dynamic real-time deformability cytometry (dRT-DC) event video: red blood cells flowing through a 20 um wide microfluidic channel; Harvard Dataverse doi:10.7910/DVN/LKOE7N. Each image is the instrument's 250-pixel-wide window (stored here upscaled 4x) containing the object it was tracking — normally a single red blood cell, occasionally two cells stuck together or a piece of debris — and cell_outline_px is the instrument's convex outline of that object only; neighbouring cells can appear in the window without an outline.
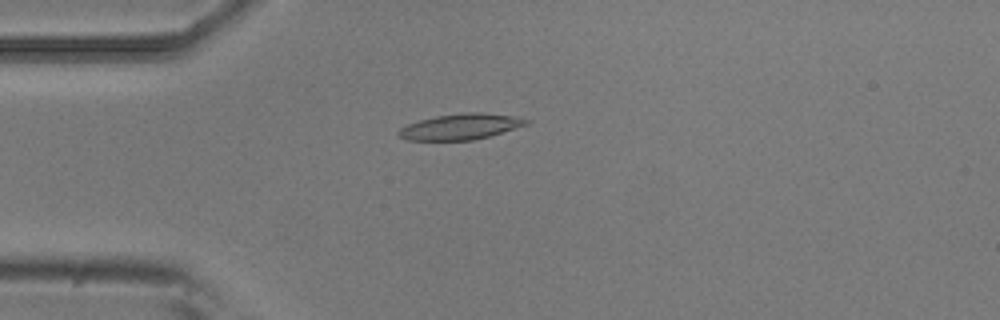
{"species": "common noctule bat (a hibernating species)", "species_latin": "Nyctalus noctula", "temperature_condition": "room temperature", "stored_images_in_passage": 7, "camera_frame_rate_fps": 3000, "um_per_image_px": 0.085, "animal": {"sex": "male", "body_mass_g": 20.5, "forearm_length_mm": 52.5}, "frame": {"image": 1, "passage_image": 3, "time_ms": 0.667, "image_size_px": [1000, 320], "cell_outline_px": [[532, 120], [528, 124], [488, 136], [472, 140], [408, 140], [396, 136], [396, 132], [400, 128], [408, 124], [420, 120], [436, 116], [464, 112], [480, 112], [520, 116]], "centroid_in_image_um": [39.16, 10.75], "position_along_channel_um": 45.8, "area_um2": 19.31}}
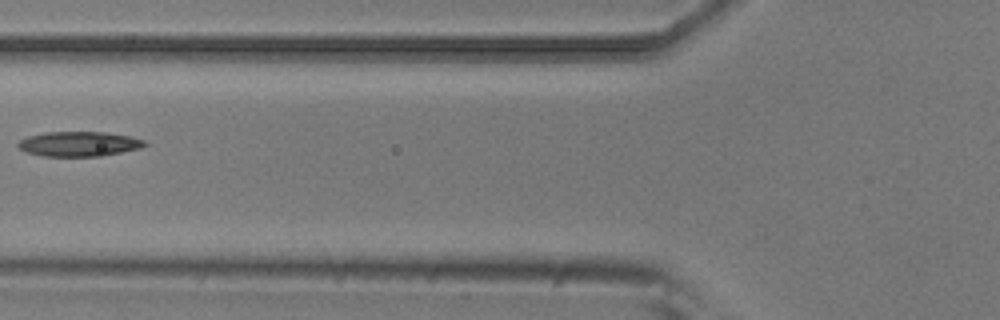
{"frame": {"image": 2, "passage_image": 5, "time_ms": 1.333, "image_size_px": [1000, 320], "cell_outline_px": [[148, 144], [140, 148], [100, 156], [44, 156], [28, 152], [20, 148], [16, 144], [20, 140], [28, 136], [44, 132], [104, 132], [132, 136], [144, 140]], "centroid_in_image_um": [6.73, 12.22], "position_along_channel_um": 119.1, "area_um2": 18.21}}
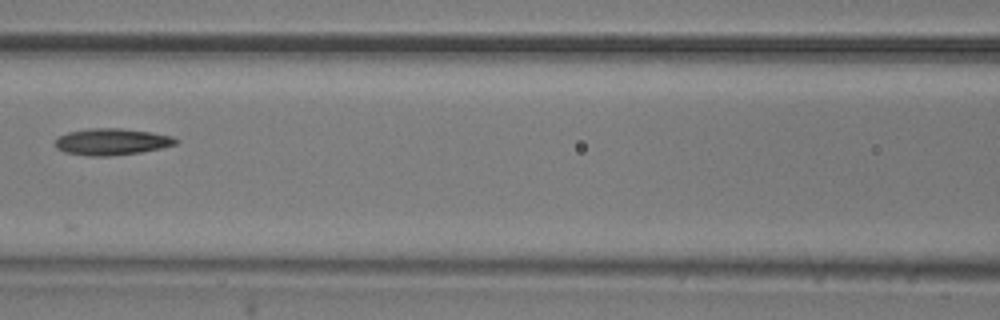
{"frame": {"image": 3, "passage_image": 6, "time_ms": 1.667, "image_size_px": [1000, 320], "cell_outline_px": [[180, 140], [176, 144], [160, 148], [140, 152], [108, 156], [88, 156], [64, 152], [56, 148], [56, 140], [60, 136], [68, 132], [88, 128], [120, 128], [152, 132], [172, 136]], "centroid_in_image_um": [9.51, 12.04], "position_along_channel_um": 157.1, "area_um2": 18.67}}